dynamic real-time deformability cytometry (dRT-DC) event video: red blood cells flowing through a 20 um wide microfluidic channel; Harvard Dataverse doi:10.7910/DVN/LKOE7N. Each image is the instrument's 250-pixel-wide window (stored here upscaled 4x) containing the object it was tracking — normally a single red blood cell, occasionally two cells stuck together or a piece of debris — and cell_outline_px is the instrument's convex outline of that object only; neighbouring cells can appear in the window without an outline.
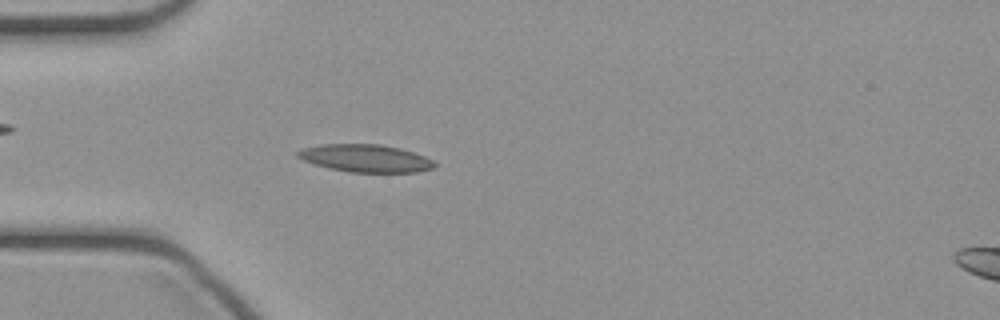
{"species": "common noctule bat (a hibernating species)", "species_latin": "Nyctalus noctula", "temperature_condition": "cold", "stored_images_in_passage": 46, "camera_frame_rate_fps": 3000, "um_per_image_px": 0.085, "animal": {"sex": "female", "body_mass_g": 21.9}, "frame": {"image": 1, "passage_image": 13, "time_ms": 4.0, "image_size_px": [1000, 320], "cell_outline_px": [[436, 164], [432, 168], [416, 172], [348, 172], [328, 168], [304, 160], [296, 156], [296, 152], [300, 148], [324, 144], [380, 144], [400, 148], [424, 156], [432, 160]], "centroid_in_image_um": [31.03, 13.45], "position_along_channel_um": 54.0, "area_um2": 21.91}}
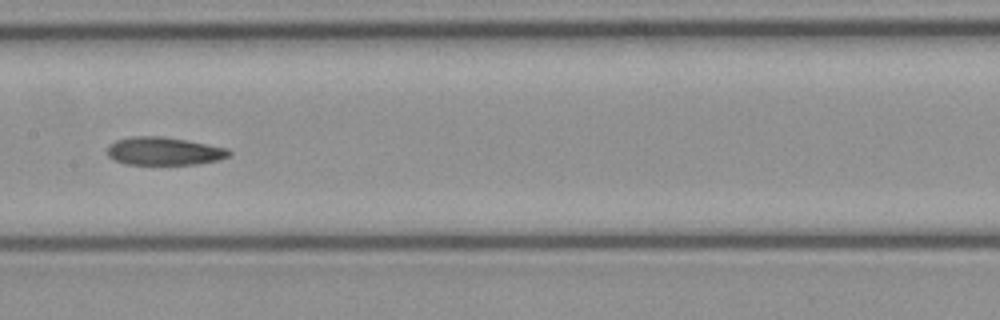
{"frame": {"image": 2, "passage_image": 23, "time_ms": 7.333, "image_size_px": [1000, 320], "cell_outline_px": [[232, 156], [220, 160], [196, 164], [124, 164], [108, 156], [108, 144], [116, 140], [132, 136], [164, 136], [228, 148], [232, 152]], "centroid_in_image_um": [13.97, 12.84], "position_along_channel_um": 193.4, "area_um2": 20.0}}
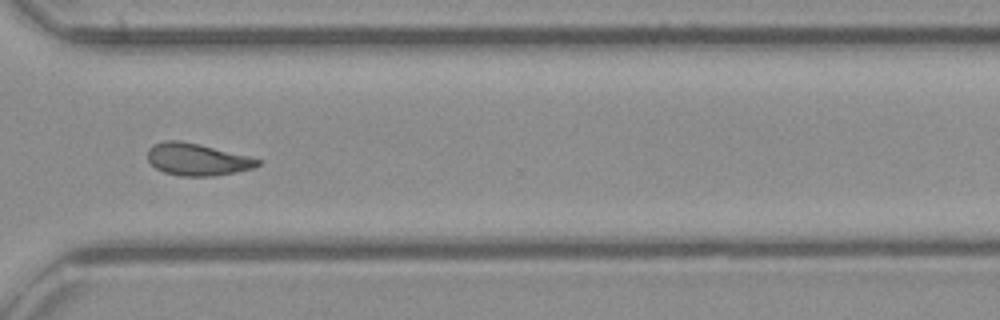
{"frame": {"image": 3, "passage_image": 34, "time_ms": 11.0, "image_size_px": [1000, 320], "cell_outline_px": [[260, 164], [252, 168], [216, 176], [180, 176], [164, 172], [156, 168], [148, 160], [148, 148], [156, 144], [168, 140], [176, 140], [196, 144], [248, 156], [260, 160]], "centroid_in_image_um": [16.73, 13.57], "position_along_channel_um": 353.9, "area_um2": 20.11}}